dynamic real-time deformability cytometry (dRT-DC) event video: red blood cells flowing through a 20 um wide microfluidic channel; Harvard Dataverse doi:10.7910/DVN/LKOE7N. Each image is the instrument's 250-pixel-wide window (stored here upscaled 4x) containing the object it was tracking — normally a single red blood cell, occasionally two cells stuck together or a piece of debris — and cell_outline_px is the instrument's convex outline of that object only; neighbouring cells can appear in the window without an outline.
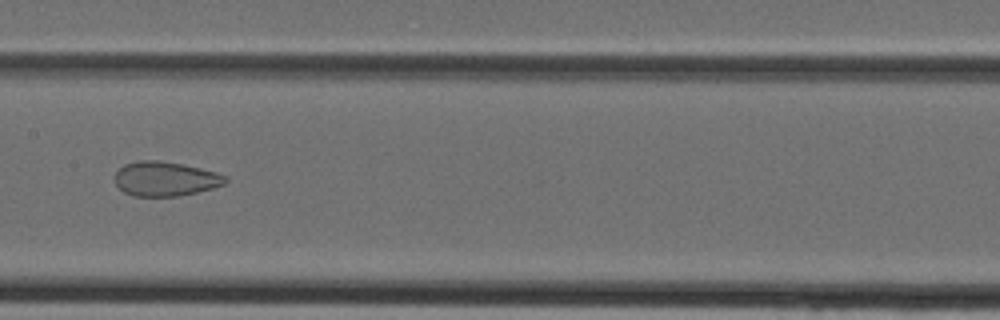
{"species": "Egyptian fruit bat (a non-hibernating species)", "species_latin": "Rousettus aegyptiacus", "temperature_condition": "cold", "stored_images_in_passage": 37, "camera_frame_rate_fps": 3000, "um_per_image_px": 0.085, "animal": {"sex": "female"}, "frame": {"image": 1, "passage_image": 18, "time_ms": 5.667, "image_size_px": [1000, 320], "cell_outline_px": [[228, 180], [224, 184], [212, 188], [180, 196], [136, 196], [124, 192], [116, 184], [116, 172], [124, 164], [140, 160], [160, 160], [200, 168], [216, 172], [228, 176]], "centroid_in_image_um": [14.07, 15.2], "position_along_channel_um": 193.3, "area_um2": 22.08}}
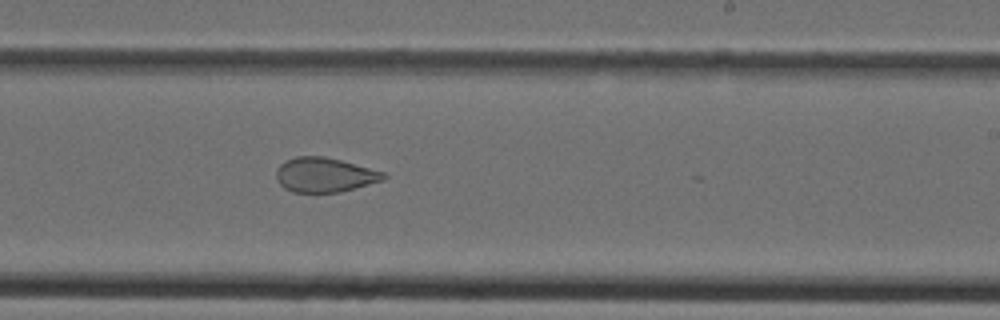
{"frame": {"image": 2, "passage_image": 22, "time_ms": 7.0, "image_size_px": [1000, 320], "cell_outline_px": [[388, 176], [384, 180], [340, 192], [292, 192], [284, 188], [280, 184], [276, 176], [276, 172], [280, 164], [284, 160], [296, 156], [324, 156], [340, 160], [384, 172]], "centroid_in_image_um": [27.58, 14.86], "position_along_channel_um": 261.4, "area_um2": 21.56}}
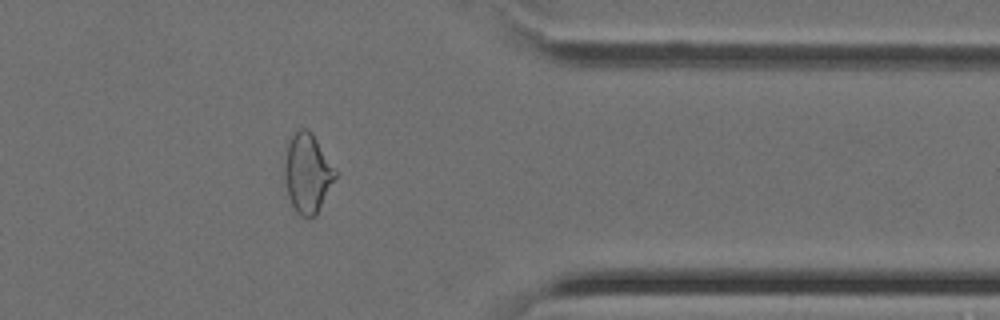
{"frame": {"image": 3, "passage_image": 30, "time_ms": 9.667, "image_size_px": [1000, 320], "cell_outline_px": [[336, 176], [316, 216], [300, 216], [296, 212], [288, 196], [284, 180], [284, 164], [288, 144], [292, 136], [300, 128], [304, 128], [312, 132], [336, 172]], "centroid_in_image_um": [26.11, 14.74], "position_along_channel_um": 385.3, "area_um2": 23.0}}